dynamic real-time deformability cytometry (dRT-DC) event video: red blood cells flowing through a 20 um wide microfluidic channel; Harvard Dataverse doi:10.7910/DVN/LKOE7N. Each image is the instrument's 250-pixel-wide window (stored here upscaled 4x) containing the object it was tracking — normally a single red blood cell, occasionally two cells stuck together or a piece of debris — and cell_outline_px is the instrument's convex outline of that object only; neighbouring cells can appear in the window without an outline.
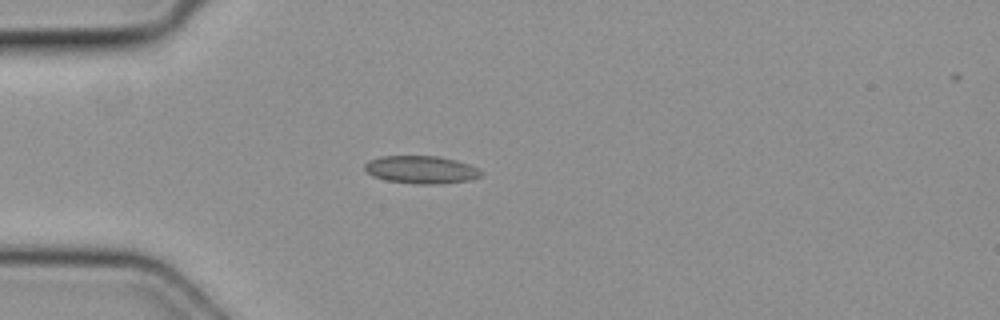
{"species": "common noctule bat (a hibernating species)", "species_latin": "Nyctalus noctula", "temperature_condition": "cold", "stored_images_in_passage": 3, "camera_frame_rate_fps": 3000, "um_per_image_px": 0.085, "animal": {"sex": "female", "body_mass_g": 19.3, "forearm_length_mm": 54.1}, "frame": {"image": 1, "passage_image": 3, "time_ms": 0.667, "image_size_px": [1000, 320], "cell_outline_px": [[484, 172], [480, 176], [468, 180], [440, 184], [416, 184], [388, 180], [372, 176], [364, 168], [364, 164], [368, 160], [380, 156], [436, 156], [456, 160], [480, 168]], "centroid_in_image_um": [35.81, 14.42], "position_along_channel_um": 49.2, "area_um2": 18.84}}